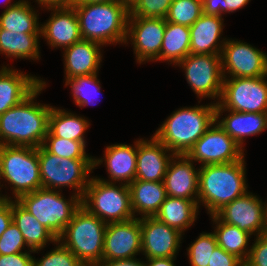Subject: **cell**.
Segmentation results:
<instances>
[{
  "label": "cell",
  "instance_id": "obj_1",
  "mask_svg": "<svg viewBox=\"0 0 267 266\" xmlns=\"http://www.w3.org/2000/svg\"><path fill=\"white\" fill-rule=\"evenodd\" d=\"M46 84L41 80L24 100L0 115V145L42 146L48 133L52 106L34 100L47 87Z\"/></svg>",
  "mask_w": 267,
  "mask_h": 266
},
{
  "label": "cell",
  "instance_id": "obj_2",
  "mask_svg": "<svg viewBox=\"0 0 267 266\" xmlns=\"http://www.w3.org/2000/svg\"><path fill=\"white\" fill-rule=\"evenodd\" d=\"M245 158L224 164L200 166L198 206L206 207L207 214L215 215L226 204L248 192Z\"/></svg>",
  "mask_w": 267,
  "mask_h": 266
},
{
  "label": "cell",
  "instance_id": "obj_3",
  "mask_svg": "<svg viewBox=\"0 0 267 266\" xmlns=\"http://www.w3.org/2000/svg\"><path fill=\"white\" fill-rule=\"evenodd\" d=\"M82 39L101 45L125 44L130 12L117 0L100 3H72Z\"/></svg>",
  "mask_w": 267,
  "mask_h": 266
},
{
  "label": "cell",
  "instance_id": "obj_4",
  "mask_svg": "<svg viewBox=\"0 0 267 266\" xmlns=\"http://www.w3.org/2000/svg\"><path fill=\"white\" fill-rule=\"evenodd\" d=\"M216 103L181 107L160 125L154 136L174 154L186 155L215 122Z\"/></svg>",
  "mask_w": 267,
  "mask_h": 266
},
{
  "label": "cell",
  "instance_id": "obj_5",
  "mask_svg": "<svg viewBox=\"0 0 267 266\" xmlns=\"http://www.w3.org/2000/svg\"><path fill=\"white\" fill-rule=\"evenodd\" d=\"M106 226L81 205L58 240L85 266L101 264Z\"/></svg>",
  "mask_w": 267,
  "mask_h": 266
},
{
  "label": "cell",
  "instance_id": "obj_6",
  "mask_svg": "<svg viewBox=\"0 0 267 266\" xmlns=\"http://www.w3.org/2000/svg\"><path fill=\"white\" fill-rule=\"evenodd\" d=\"M1 179L10 185L15 200L42 188L38 148L0 145Z\"/></svg>",
  "mask_w": 267,
  "mask_h": 266
},
{
  "label": "cell",
  "instance_id": "obj_7",
  "mask_svg": "<svg viewBox=\"0 0 267 266\" xmlns=\"http://www.w3.org/2000/svg\"><path fill=\"white\" fill-rule=\"evenodd\" d=\"M59 192L60 190L39 188L17 199L57 239L64 232L75 211L81 206V198L75 193L66 200Z\"/></svg>",
  "mask_w": 267,
  "mask_h": 266
},
{
  "label": "cell",
  "instance_id": "obj_8",
  "mask_svg": "<svg viewBox=\"0 0 267 266\" xmlns=\"http://www.w3.org/2000/svg\"><path fill=\"white\" fill-rule=\"evenodd\" d=\"M42 188L61 190L70 187L81 199L94 169L93 159H67L49 153L43 146L38 147Z\"/></svg>",
  "mask_w": 267,
  "mask_h": 266
},
{
  "label": "cell",
  "instance_id": "obj_9",
  "mask_svg": "<svg viewBox=\"0 0 267 266\" xmlns=\"http://www.w3.org/2000/svg\"><path fill=\"white\" fill-rule=\"evenodd\" d=\"M81 205L103 222H123L134 218L128 185L91 177Z\"/></svg>",
  "mask_w": 267,
  "mask_h": 266
},
{
  "label": "cell",
  "instance_id": "obj_10",
  "mask_svg": "<svg viewBox=\"0 0 267 266\" xmlns=\"http://www.w3.org/2000/svg\"><path fill=\"white\" fill-rule=\"evenodd\" d=\"M267 75L255 78H224L216 109L267 113Z\"/></svg>",
  "mask_w": 267,
  "mask_h": 266
},
{
  "label": "cell",
  "instance_id": "obj_11",
  "mask_svg": "<svg viewBox=\"0 0 267 266\" xmlns=\"http://www.w3.org/2000/svg\"><path fill=\"white\" fill-rule=\"evenodd\" d=\"M177 66L185 70L187 83L200 101L205 97L219 101L224 79L221 54H189Z\"/></svg>",
  "mask_w": 267,
  "mask_h": 266
},
{
  "label": "cell",
  "instance_id": "obj_12",
  "mask_svg": "<svg viewBox=\"0 0 267 266\" xmlns=\"http://www.w3.org/2000/svg\"><path fill=\"white\" fill-rule=\"evenodd\" d=\"M200 166L224 164L242 160V149L215 121L186 154Z\"/></svg>",
  "mask_w": 267,
  "mask_h": 266
},
{
  "label": "cell",
  "instance_id": "obj_13",
  "mask_svg": "<svg viewBox=\"0 0 267 266\" xmlns=\"http://www.w3.org/2000/svg\"><path fill=\"white\" fill-rule=\"evenodd\" d=\"M221 64L224 78L267 75V54L241 40H226L221 52Z\"/></svg>",
  "mask_w": 267,
  "mask_h": 266
},
{
  "label": "cell",
  "instance_id": "obj_14",
  "mask_svg": "<svg viewBox=\"0 0 267 266\" xmlns=\"http://www.w3.org/2000/svg\"><path fill=\"white\" fill-rule=\"evenodd\" d=\"M222 222L237 226L251 235H262L266 229L267 203L246 192L226 204L215 214Z\"/></svg>",
  "mask_w": 267,
  "mask_h": 266
},
{
  "label": "cell",
  "instance_id": "obj_15",
  "mask_svg": "<svg viewBox=\"0 0 267 266\" xmlns=\"http://www.w3.org/2000/svg\"><path fill=\"white\" fill-rule=\"evenodd\" d=\"M166 19L129 17L125 44L132 42L137 63L156 61L160 56Z\"/></svg>",
  "mask_w": 267,
  "mask_h": 266
},
{
  "label": "cell",
  "instance_id": "obj_16",
  "mask_svg": "<svg viewBox=\"0 0 267 266\" xmlns=\"http://www.w3.org/2000/svg\"><path fill=\"white\" fill-rule=\"evenodd\" d=\"M142 252L140 217L107 223L104 234L103 262L134 258Z\"/></svg>",
  "mask_w": 267,
  "mask_h": 266
},
{
  "label": "cell",
  "instance_id": "obj_17",
  "mask_svg": "<svg viewBox=\"0 0 267 266\" xmlns=\"http://www.w3.org/2000/svg\"><path fill=\"white\" fill-rule=\"evenodd\" d=\"M142 253L146 259L176 257L182 233L155 217L140 218Z\"/></svg>",
  "mask_w": 267,
  "mask_h": 266
},
{
  "label": "cell",
  "instance_id": "obj_18",
  "mask_svg": "<svg viewBox=\"0 0 267 266\" xmlns=\"http://www.w3.org/2000/svg\"><path fill=\"white\" fill-rule=\"evenodd\" d=\"M50 19L44 22L40 28V36L47 41L52 48H68L82 39L79 20L72 5L66 7H51Z\"/></svg>",
  "mask_w": 267,
  "mask_h": 266
},
{
  "label": "cell",
  "instance_id": "obj_19",
  "mask_svg": "<svg viewBox=\"0 0 267 266\" xmlns=\"http://www.w3.org/2000/svg\"><path fill=\"white\" fill-rule=\"evenodd\" d=\"M199 168L187 156L175 154L164 176V186L169 197L198 200Z\"/></svg>",
  "mask_w": 267,
  "mask_h": 266
},
{
  "label": "cell",
  "instance_id": "obj_20",
  "mask_svg": "<svg viewBox=\"0 0 267 266\" xmlns=\"http://www.w3.org/2000/svg\"><path fill=\"white\" fill-rule=\"evenodd\" d=\"M174 155L154 135L150 140H137L135 179L152 182L163 181L170 160Z\"/></svg>",
  "mask_w": 267,
  "mask_h": 266
},
{
  "label": "cell",
  "instance_id": "obj_21",
  "mask_svg": "<svg viewBox=\"0 0 267 266\" xmlns=\"http://www.w3.org/2000/svg\"><path fill=\"white\" fill-rule=\"evenodd\" d=\"M94 169L105 162L109 179L105 182L129 185L135 180L137 167V140L134 145L113 144L107 146L103 158H94ZM111 180V181H110Z\"/></svg>",
  "mask_w": 267,
  "mask_h": 266
},
{
  "label": "cell",
  "instance_id": "obj_22",
  "mask_svg": "<svg viewBox=\"0 0 267 266\" xmlns=\"http://www.w3.org/2000/svg\"><path fill=\"white\" fill-rule=\"evenodd\" d=\"M102 47L100 43L81 39L65 48L63 54L65 80L98 73L102 62Z\"/></svg>",
  "mask_w": 267,
  "mask_h": 266
},
{
  "label": "cell",
  "instance_id": "obj_23",
  "mask_svg": "<svg viewBox=\"0 0 267 266\" xmlns=\"http://www.w3.org/2000/svg\"><path fill=\"white\" fill-rule=\"evenodd\" d=\"M224 112L229 114L220 119ZM215 121L242 149L246 136L257 135L267 129V113L215 109Z\"/></svg>",
  "mask_w": 267,
  "mask_h": 266
},
{
  "label": "cell",
  "instance_id": "obj_24",
  "mask_svg": "<svg viewBox=\"0 0 267 266\" xmlns=\"http://www.w3.org/2000/svg\"><path fill=\"white\" fill-rule=\"evenodd\" d=\"M223 22L222 17L202 14L189 27L190 54H221L227 40L225 38L220 41L224 27Z\"/></svg>",
  "mask_w": 267,
  "mask_h": 266
},
{
  "label": "cell",
  "instance_id": "obj_25",
  "mask_svg": "<svg viewBox=\"0 0 267 266\" xmlns=\"http://www.w3.org/2000/svg\"><path fill=\"white\" fill-rule=\"evenodd\" d=\"M41 80L39 77L3 66L0 70V115L24 100Z\"/></svg>",
  "mask_w": 267,
  "mask_h": 266
},
{
  "label": "cell",
  "instance_id": "obj_26",
  "mask_svg": "<svg viewBox=\"0 0 267 266\" xmlns=\"http://www.w3.org/2000/svg\"><path fill=\"white\" fill-rule=\"evenodd\" d=\"M128 188L134 217L135 213H139L141 218L154 217L167 197L163 181L135 179Z\"/></svg>",
  "mask_w": 267,
  "mask_h": 266
},
{
  "label": "cell",
  "instance_id": "obj_27",
  "mask_svg": "<svg viewBox=\"0 0 267 266\" xmlns=\"http://www.w3.org/2000/svg\"><path fill=\"white\" fill-rule=\"evenodd\" d=\"M12 222L18 227L28 246L27 250L38 253L57 238L30 214L17 200H12Z\"/></svg>",
  "mask_w": 267,
  "mask_h": 266
},
{
  "label": "cell",
  "instance_id": "obj_28",
  "mask_svg": "<svg viewBox=\"0 0 267 266\" xmlns=\"http://www.w3.org/2000/svg\"><path fill=\"white\" fill-rule=\"evenodd\" d=\"M199 207L198 200L167 196L154 217L184 235V231L194 225Z\"/></svg>",
  "mask_w": 267,
  "mask_h": 266
},
{
  "label": "cell",
  "instance_id": "obj_29",
  "mask_svg": "<svg viewBox=\"0 0 267 266\" xmlns=\"http://www.w3.org/2000/svg\"><path fill=\"white\" fill-rule=\"evenodd\" d=\"M28 0H19L0 15V28L26 34H40L39 14Z\"/></svg>",
  "mask_w": 267,
  "mask_h": 266
},
{
  "label": "cell",
  "instance_id": "obj_30",
  "mask_svg": "<svg viewBox=\"0 0 267 266\" xmlns=\"http://www.w3.org/2000/svg\"><path fill=\"white\" fill-rule=\"evenodd\" d=\"M190 54V29L187 26L166 21L160 56L157 61L175 66Z\"/></svg>",
  "mask_w": 267,
  "mask_h": 266
},
{
  "label": "cell",
  "instance_id": "obj_31",
  "mask_svg": "<svg viewBox=\"0 0 267 266\" xmlns=\"http://www.w3.org/2000/svg\"><path fill=\"white\" fill-rule=\"evenodd\" d=\"M40 34H26L0 28V54L18 59L39 60Z\"/></svg>",
  "mask_w": 267,
  "mask_h": 266
},
{
  "label": "cell",
  "instance_id": "obj_32",
  "mask_svg": "<svg viewBox=\"0 0 267 266\" xmlns=\"http://www.w3.org/2000/svg\"><path fill=\"white\" fill-rule=\"evenodd\" d=\"M90 122L65 109L51 108L48 130L55 136L67 140L80 141L86 146L85 132Z\"/></svg>",
  "mask_w": 267,
  "mask_h": 266
},
{
  "label": "cell",
  "instance_id": "obj_33",
  "mask_svg": "<svg viewBox=\"0 0 267 266\" xmlns=\"http://www.w3.org/2000/svg\"><path fill=\"white\" fill-rule=\"evenodd\" d=\"M210 218L216 224L213 232L218 246L245 263L250 254L248 242L252 235L240 230L237 226L222 222L216 215H210Z\"/></svg>",
  "mask_w": 267,
  "mask_h": 266
},
{
  "label": "cell",
  "instance_id": "obj_34",
  "mask_svg": "<svg viewBox=\"0 0 267 266\" xmlns=\"http://www.w3.org/2000/svg\"><path fill=\"white\" fill-rule=\"evenodd\" d=\"M97 77L96 73L65 80V86L69 85L71 88L74 103L80 108L95 104V97L100 95L101 86ZM97 102L96 100V104Z\"/></svg>",
  "mask_w": 267,
  "mask_h": 266
},
{
  "label": "cell",
  "instance_id": "obj_35",
  "mask_svg": "<svg viewBox=\"0 0 267 266\" xmlns=\"http://www.w3.org/2000/svg\"><path fill=\"white\" fill-rule=\"evenodd\" d=\"M42 146L54 155L67 159H94L86 154V146L80 141L55 137L49 130Z\"/></svg>",
  "mask_w": 267,
  "mask_h": 266
},
{
  "label": "cell",
  "instance_id": "obj_36",
  "mask_svg": "<svg viewBox=\"0 0 267 266\" xmlns=\"http://www.w3.org/2000/svg\"><path fill=\"white\" fill-rule=\"evenodd\" d=\"M203 14L202 0H172L166 21L192 26Z\"/></svg>",
  "mask_w": 267,
  "mask_h": 266
},
{
  "label": "cell",
  "instance_id": "obj_37",
  "mask_svg": "<svg viewBox=\"0 0 267 266\" xmlns=\"http://www.w3.org/2000/svg\"><path fill=\"white\" fill-rule=\"evenodd\" d=\"M218 246L214 232L200 233L187 248L190 266H208L213 251Z\"/></svg>",
  "mask_w": 267,
  "mask_h": 266
},
{
  "label": "cell",
  "instance_id": "obj_38",
  "mask_svg": "<svg viewBox=\"0 0 267 266\" xmlns=\"http://www.w3.org/2000/svg\"><path fill=\"white\" fill-rule=\"evenodd\" d=\"M54 244L57 246L42 258L39 260L33 258V266H85L58 239Z\"/></svg>",
  "mask_w": 267,
  "mask_h": 266
},
{
  "label": "cell",
  "instance_id": "obj_39",
  "mask_svg": "<svg viewBox=\"0 0 267 266\" xmlns=\"http://www.w3.org/2000/svg\"><path fill=\"white\" fill-rule=\"evenodd\" d=\"M172 0H139L129 17L166 18Z\"/></svg>",
  "mask_w": 267,
  "mask_h": 266
},
{
  "label": "cell",
  "instance_id": "obj_40",
  "mask_svg": "<svg viewBox=\"0 0 267 266\" xmlns=\"http://www.w3.org/2000/svg\"><path fill=\"white\" fill-rule=\"evenodd\" d=\"M27 246L18 227L12 222L0 237V255H10L21 252H34L25 250Z\"/></svg>",
  "mask_w": 267,
  "mask_h": 266
},
{
  "label": "cell",
  "instance_id": "obj_41",
  "mask_svg": "<svg viewBox=\"0 0 267 266\" xmlns=\"http://www.w3.org/2000/svg\"><path fill=\"white\" fill-rule=\"evenodd\" d=\"M255 239L245 266H267V236L262 234Z\"/></svg>",
  "mask_w": 267,
  "mask_h": 266
},
{
  "label": "cell",
  "instance_id": "obj_42",
  "mask_svg": "<svg viewBox=\"0 0 267 266\" xmlns=\"http://www.w3.org/2000/svg\"><path fill=\"white\" fill-rule=\"evenodd\" d=\"M208 266H245V263L237 256L217 246L211 255Z\"/></svg>",
  "mask_w": 267,
  "mask_h": 266
},
{
  "label": "cell",
  "instance_id": "obj_43",
  "mask_svg": "<svg viewBox=\"0 0 267 266\" xmlns=\"http://www.w3.org/2000/svg\"><path fill=\"white\" fill-rule=\"evenodd\" d=\"M31 252L0 255V266H33Z\"/></svg>",
  "mask_w": 267,
  "mask_h": 266
},
{
  "label": "cell",
  "instance_id": "obj_44",
  "mask_svg": "<svg viewBox=\"0 0 267 266\" xmlns=\"http://www.w3.org/2000/svg\"><path fill=\"white\" fill-rule=\"evenodd\" d=\"M12 223V199H6L0 205V237Z\"/></svg>",
  "mask_w": 267,
  "mask_h": 266
},
{
  "label": "cell",
  "instance_id": "obj_45",
  "mask_svg": "<svg viewBox=\"0 0 267 266\" xmlns=\"http://www.w3.org/2000/svg\"><path fill=\"white\" fill-rule=\"evenodd\" d=\"M225 0H202L203 14L222 17Z\"/></svg>",
  "mask_w": 267,
  "mask_h": 266
},
{
  "label": "cell",
  "instance_id": "obj_46",
  "mask_svg": "<svg viewBox=\"0 0 267 266\" xmlns=\"http://www.w3.org/2000/svg\"><path fill=\"white\" fill-rule=\"evenodd\" d=\"M102 266H145L144 261H140L136 257L129 259H118L109 262H102Z\"/></svg>",
  "mask_w": 267,
  "mask_h": 266
},
{
  "label": "cell",
  "instance_id": "obj_47",
  "mask_svg": "<svg viewBox=\"0 0 267 266\" xmlns=\"http://www.w3.org/2000/svg\"><path fill=\"white\" fill-rule=\"evenodd\" d=\"M250 0H225L224 2V14L225 13H233L240 8L245 7L249 3Z\"/></svg>",
  "mask_w": 267,
  "mask_h": 266
},
{
  "label": "cell",
  "instance_id": "obj_48",
  "mask_svg": "<svg viewBox=\"0 0 267 266\" xmlns=\"http://www.w3.org/2000/svg\"><path fill=\"white\" fill-rule=\"evenodd\" d=\"M36 2L42 7H66L72 4L73 0H36Z\"/></svg>",
  "mask_w": 267,
  "mask_h": 266
},
{
  "label": "cell",
  "instance_id": "obj_49",
  "mask_svg": "<svg viewBox=\"0 0 267 266\" xmlns=\"http://www.w3.org/2000/svg\"><path fill=\"white\" fill-rule=\"evenodd\" d=\"M175 258H150L145 262V266H175Z\"/></svg>",
  "mask_w": 267,
  "mask_h": 266
},
{
  "label": "cell",
  "instance_id": "obj_50",
  "mask_svg": "<svg viewBox=\"0 0 267 266\" xmlns=\"http://www.w3.org/2000/svg\"><path fill=\"white\" fill-rule=\"evenodd\" d=\"M121 3L129 12L135 7L139 0H117Z\"/></svg>",
  "mask_w": 267,
  "mask_h": 266
},
{
  "label": "cell",
  "instance_id": "obj_51",
  "mask_svg": "<svg viewBox=\"0 0 267 266\" xmlns=\"http://www.w3.org/2000/svg\"><path fill=\"white\" fill-rule=\"evenodd\" d=\"M109 1H115V0H73L72 3H100Z\"/></svg>",
  "mask_w": 267,
  "mask_h": 266
},
{
  "label": "cell",
  "instance_id": "obj_52",
  "mask_svg": "<svg viewBox=\"0 0 267 266\" xmlns=\"http://www.w3.org/2000/svg\"><path fill=\"white\" fill-rule=\"evenodd\" d=\"M1 187V186H0ZM1 189V188H0ZM12 197H8L7 195H1L0 194V205L6 200V199H11Z\"/></svg>",
  "mask_w": 267,
  "mask_h": 266
},
{
  "label": "cell",
  "instance_id": "obj_53",
  "mask_svg": "<svg viewBox=\"0 0 267 266\" xmlns=\"http://www.w3.org/2000/svg\"><path fill=\"white\" fill-rule=\"evenodd\" d=\"M6 1V3L5 4H9V5H7L6 6V8H9L10 6H13V5H15L17 2L16 1H14L12 4H11V0H5ZM8 2V3H7Z\"/></svg>",
  "mask_w": 267,
  "mask_h": 266
},
{
  "label": "cell",
  "instance_id": "obj_54",
  "mask_svg": "<svg viewBox=\"0 0 267 266\" xmlns=\"http://www.w3.org/2000/svg\"><path fill=\"white\" fill-rule=\"evenodd\" d=\"M264 234L267 236V219H266V229H265V233Z\"/></svg>",
  "mask_w": 267,
  "mask_h": 266
}]
</instances>
